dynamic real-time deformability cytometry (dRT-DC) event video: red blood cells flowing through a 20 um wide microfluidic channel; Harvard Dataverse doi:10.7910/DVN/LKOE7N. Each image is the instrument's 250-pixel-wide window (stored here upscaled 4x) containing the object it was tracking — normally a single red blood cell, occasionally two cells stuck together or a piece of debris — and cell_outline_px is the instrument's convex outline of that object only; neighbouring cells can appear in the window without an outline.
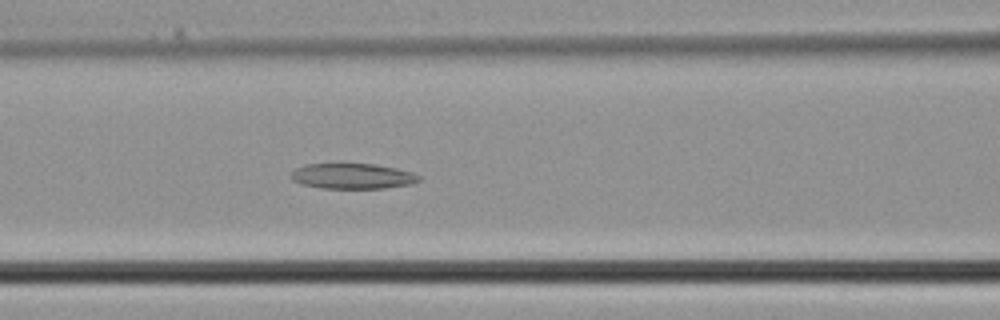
{"species": "common noctule bat (a hibernating species)", "species_latin": "Nyctalus noctula", "temperature_condition": "cold", "stored_images_in_passage": 31, "camera_frame_rate_fps": 3000, "um_per_image_px": 0.085, "animal": {"sex": "male", "body_mass_g": 21.5, "forearm_length_mm": 52.0}, "frame": {"image": 1, "passage_image": 14, "time_ms": 4.333, "image_size_px": [1000, 320], "cell_outline_px": [[420, 180], [412, 184], [384, 188], [320, 188], [304, 184], [292, 180], [292, 172], [296, 168], [304, 164], [340, 160], [372, 164], [396, 168], [412, 172], [420, 176]], "centroid_in_image_um": [29.92, 14.91], "position_along_channel_um": 136.7, "area_um2": 19.77}}
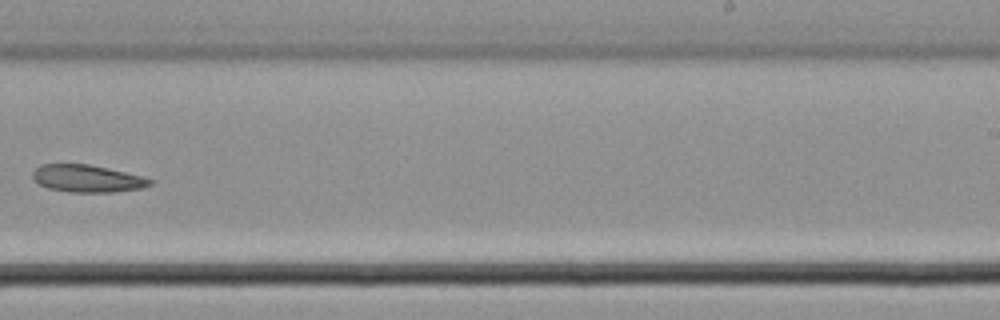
{"frame": {"image": 2, "passage_image": 22, "time_ms": 7.0, "image_size_px": [1000, 320], "cell_outline_px": [[152, 184], [140, 188], [112, 192], [68, 192], [48, 188], [40, 184], [32, 176], [32, 172], [40, 164], [88, 164], [144, 176], [152, 180]], "centroid_in_image_um": [7.41, 15.17], "position_along_channel_um": 281.6, "area_um2": 18.55}}
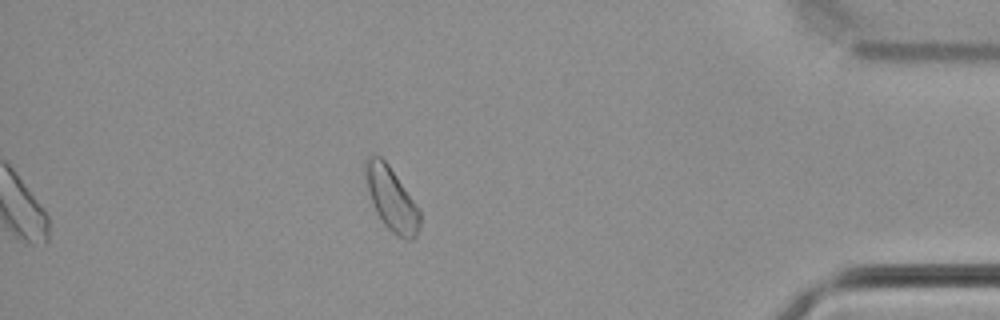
{"frame": {"image": 3, "passage_image": 31, "time_ms": 10.0, "image_size_px": [1000, 320], "cell_outline_px": [[420, 228], [416, 236], [412, 240], [408, 240], [392, 232], [384, 224], [376, 212], [372, 204], [364, 176], [364, 160], [368, 156], [380, 156], [388, 164], [416, 204], [420, 212]], "centroid_in_image_um": [33.25, 16.9], "position_along_channel_um": 401.9, "area_um2": 20.0}}